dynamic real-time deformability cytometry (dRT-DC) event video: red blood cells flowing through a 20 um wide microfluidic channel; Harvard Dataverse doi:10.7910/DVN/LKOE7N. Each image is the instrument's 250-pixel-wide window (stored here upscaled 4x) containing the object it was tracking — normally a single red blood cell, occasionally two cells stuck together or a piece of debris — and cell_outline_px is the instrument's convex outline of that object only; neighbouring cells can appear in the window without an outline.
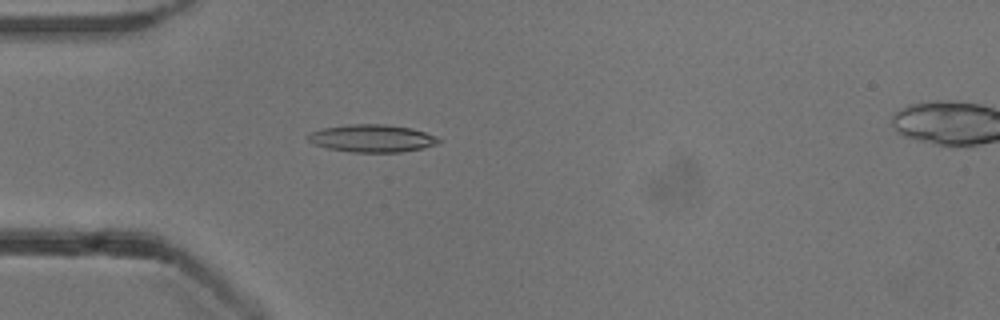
{"species": "common noctule bat (a hibernating species)", "species_latin": "Nyctalus noctula", "temperature_condition": "cold", "stored_images_in_passage": 21, "camera_frame_rate_fps": 3000, "um_per_image_px": 0.085, "animal": {"sex": "male", "body_mass_g": 13.3}, "frame": {"image": 1, "passage_image": 8, "time_ms": 2.333, "image_size_px": [1000, 320], "cell_outline_px": [[440, 140], [436, 144], [424, 148], [400, 152], [352, 152], [328, 148], [312, 144], [304, 136], [312, 132], [324, 128], [348, 124], [384, 124], [412, 128], [436, 136]], "centroid_in_image_um": [31.6, 11.76], "position_along_channel_um": 53.4, "area_um2": 20.98}}
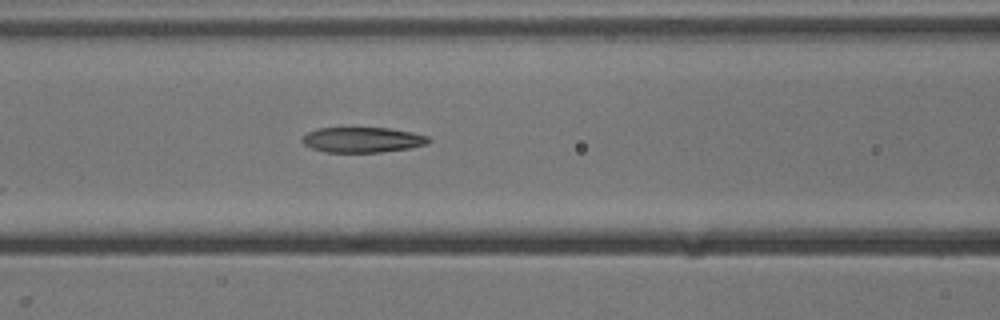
{"frame": {"image": 2, "passage_image": 15, "time_ms": 4.667, "image_size_px": [1000, 320], "cell_outline_px": [[432, 140], [428, 144], [412, 148], [380, 152], [324, 152], [312, 148], [304, 144], [300, 140], [308, 132], [316, 128], [388, 128], [412, 132], [428, 136]], "centroid_in_image_um": [30.84, 11.88], "position_along_channel_um": 135.8, "area_um2": 18.73}}
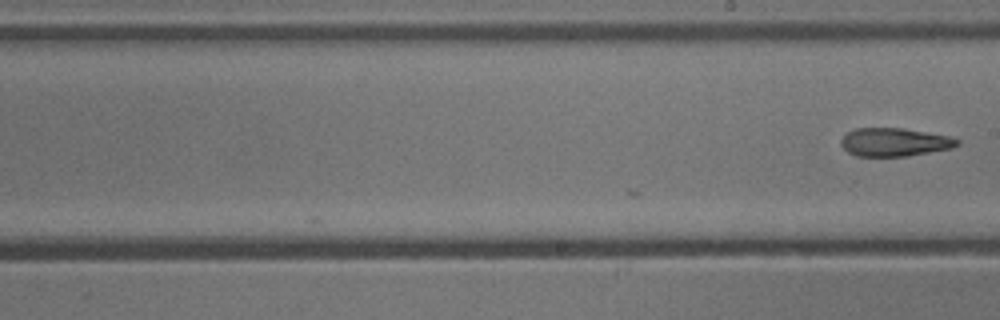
{"frame": {"image": 3, "passage_image": 21, "time_ms": 6.667, "image_size_px": [1000, 320], "cell_outline_px": [[960, 144], [952, 148], [908, 156], [856, 156], [848, 152], [840, 144], [840, 140], [848, 132], [856, 128], [900, 128], [948, 136], [960, 140]], "centroid_in_image_um": [76.02, 12.09], "position_along_channel_um": 213.0, "area_um2": 19.02}}